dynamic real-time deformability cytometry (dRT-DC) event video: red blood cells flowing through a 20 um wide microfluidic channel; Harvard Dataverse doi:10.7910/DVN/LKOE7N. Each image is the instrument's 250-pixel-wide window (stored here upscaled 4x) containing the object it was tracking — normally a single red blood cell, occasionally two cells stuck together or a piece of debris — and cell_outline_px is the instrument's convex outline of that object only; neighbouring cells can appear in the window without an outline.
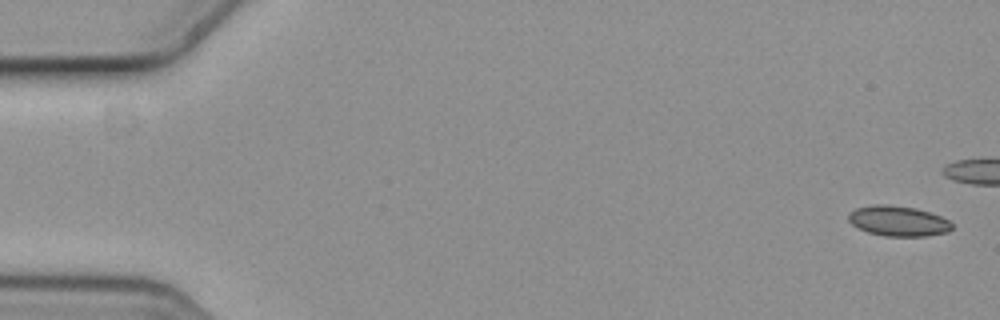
{"species": "common noctule bat (a hibernating species)", "species_latin": "Nyctalus noctula", "temperature_condition": "cold", "stored_images_in_passage": 7, "camera_frame_rate_fps": 3000, "um_per_image_px": 0.085, "animal": {"sex": "female", "body_mass_g": 19.3, "forearm_length_mm": 54.1}, "frame": {"image": 1, "passage_image": 1, "time_ms": 0.0, "image_size_px": [1000, 320], "cell_outline_px": [[952, 228], [948, 232], [928, 236], [884, 236], [868, 232], [852, 224], [848, 220], [848, 212], [856, 208], [872, 204], [888, 204], [916, 208], [940, 216], [948, 220], [952, 224]], "centroid_in_image_um": [76.33, 18.78], "position_along_channel_um": 8.7, "area_um2": 18.32}}
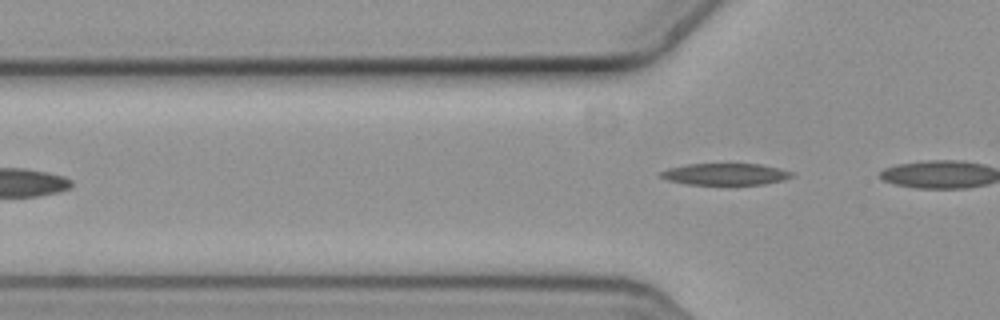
{"frame": {"image": 2, "passage_image": 7, "time_ms": 2.0, "image_size_px": [1000, 320], "cell_outline_px": [[792, 176], [780, 180], [764, 184], [688, 184], [668, 180], [660, 176], [660, 172], [668, 168], [688, 164], [760, 164], [792, 172]], "centroid_in_image_um": [61.6, 14.8], "position_along_channel_um": 64.2, "area_um2": 16.13}}